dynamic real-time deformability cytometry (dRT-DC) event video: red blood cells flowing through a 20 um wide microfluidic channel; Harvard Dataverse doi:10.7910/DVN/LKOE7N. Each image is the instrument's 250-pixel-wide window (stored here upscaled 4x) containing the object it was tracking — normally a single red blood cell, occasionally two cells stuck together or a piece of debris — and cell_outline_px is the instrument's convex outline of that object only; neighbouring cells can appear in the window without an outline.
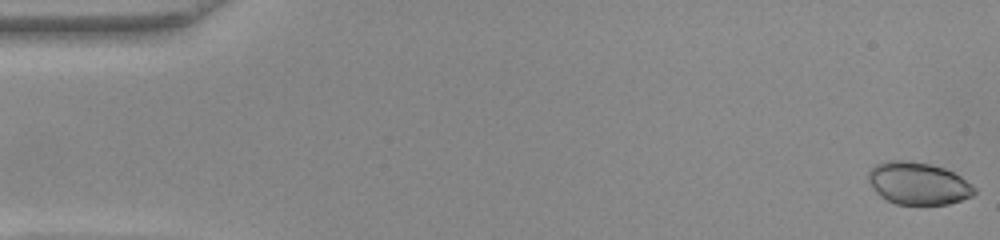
{"species": "common noctule bat (a hibernating species)", "species_latin": "Nyctalus noctula", "temperature_condition": "warm", "stored_images_in_passage": 52, "camera_frame_rate_fps": 3000, "um_per_image_px": 0.085, "animal": {"sex": "female", "body_mass_g": 22.0, "forearm_length_mm": 56.7}, "frame": {"image": 1, "passage_image": 1, "time_ms": 0.0, "image_size_px": [1000, 240], "cell_outline_px": [[976, 192], [972, 196], [948, 204], [896, 204], [880, 196], [872, 188], [868, 180], [868, 172], [876, 164], [888, 160], [912, 160], [932, 164], [944, 168], [960, 176], [972, 184], [976, 188]], "centroid_in_image_um": [78.04, 15.57], "position_along_channel_um": 7.0, "area_um2": 26.3}}
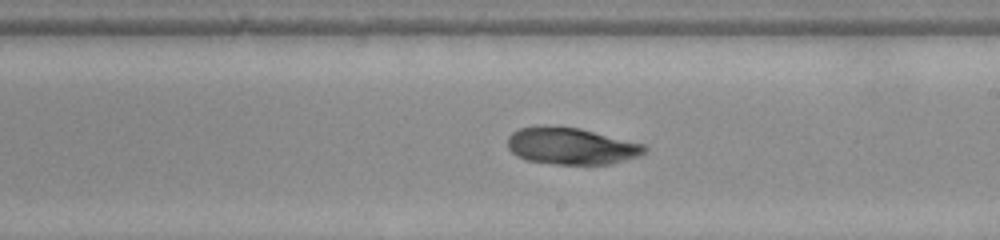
{"frame": {"image": 2, "passage_image": 30, "time_ms": 9.667, "image_size_px": [1000, 240], "cell_outline_px": [[648, 148], [644, 152], [636, 156], [612, 164], [556, 164], [524, 160], [516, 156], [508, 148], [508, 136], [512, 132], [520, 128], [580, 128], [644, 144]], "centroid_in_image_um": [48.56, 12.45], "position_along_channel_um": 240.4, "area_um2": 28.73}}
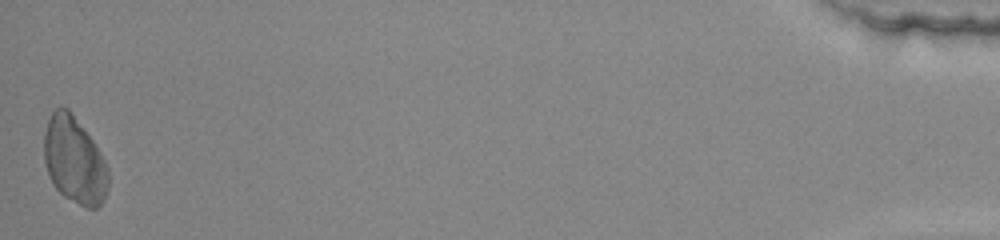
{"frame": {"image": 3, "passage_image": 52, "time_ms": 17.0, "image_size_px": [1000, 240], "cell_outline_px": [[108, 188], [104, 200], [96, 208], [84, 208], [64, 196], [52, 184], [48, 176], [44, 160], [44, 132], [48, 120], [52, 112], [56, 108], [68, 108], [92, 140], [104, 160], [108, 168]], "centroid_in_image_um": [6.31, 13.66], "position_along_channel_um": 428.9, "area_um2": 32.37}}